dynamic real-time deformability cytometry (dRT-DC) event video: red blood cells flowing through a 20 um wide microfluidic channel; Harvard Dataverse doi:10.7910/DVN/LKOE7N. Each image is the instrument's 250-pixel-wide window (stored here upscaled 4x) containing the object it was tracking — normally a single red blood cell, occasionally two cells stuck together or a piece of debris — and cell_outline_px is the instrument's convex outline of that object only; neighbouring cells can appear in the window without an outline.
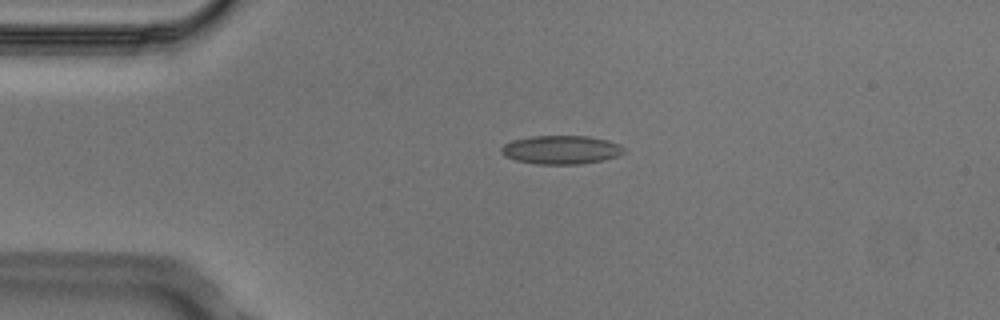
{"species": "Egyptian fruit bat (a non-hibernating species)", "species_latin": "Rousettus aegyptiacus", "temperature_condition": "cold", "stored_images_in_passage": 5, "camera_frame_rate_fps": 3000, "um_per_image_px": 0.085, "animal": {"sex": "male"}, "frame": {"image": 1, "passage_image": 3, "time_ms": 0.667, "image_size_px": [1000, 320], "cell_outline_px": [[624, 152], [616, 156], [604, 160], [580, 164], [536, 164], [516, 160], [504, 156], [500, 152], [500, 148], [504, 144], [512, 140], [532, 136], [588, 136], [608, 140], [620, 144], [624, 148]], "centroid_in_image_um": [47.68, 12.73], "position_along_channel_um": 37.3, "area_um2": 20.52}}
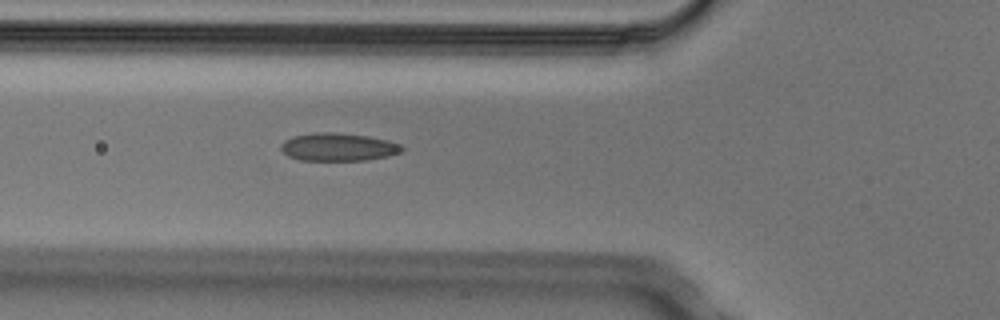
{"frame": {"image": 2, "passage_image": 5, "time_ms": 1.333, "image_size_px": [1000, 320], "cell_outline_px": [[404, 148], [400, 152], [388, 156], [364, 160], [300, 160], [288, 156], [280, 148], [280, 144], [284, 140], [292, 136], [316, 132], [332, 132], [368, 136], [388, 140], [400, 144]], "centroid_in_image_um": [28.72, 12.49], "position_along_channel_um": 97.1, "area_um2": 19.65}}